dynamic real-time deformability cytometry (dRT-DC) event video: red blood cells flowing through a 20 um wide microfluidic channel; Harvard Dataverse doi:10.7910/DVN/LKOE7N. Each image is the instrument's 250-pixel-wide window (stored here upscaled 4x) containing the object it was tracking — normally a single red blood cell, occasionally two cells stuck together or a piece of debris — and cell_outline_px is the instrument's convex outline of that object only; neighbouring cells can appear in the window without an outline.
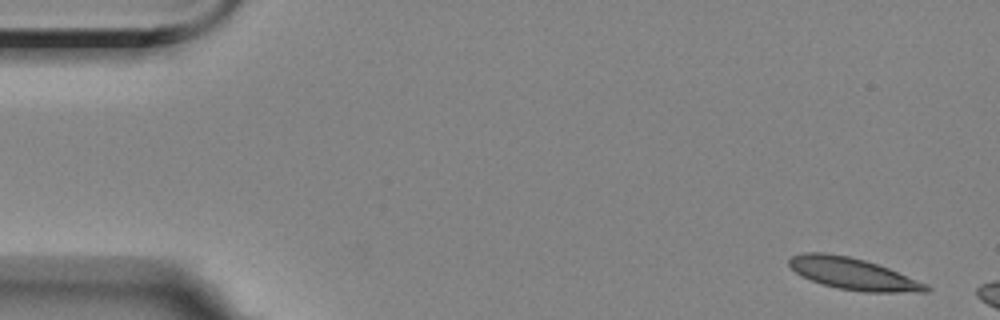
{"species": "Egyptian fruit bat (a non-hibernating species)", "species_latin": "Rousettus aegyptiacus", "temperature_condition": "room temperature", "stored_images_in_passage": 4, "camera_frame_rate_fps": 3000, "um_per_image_px": 0.085, "animal": {"sex": "female"}, "frame": {"image": 1, "passage_image": 1, "time_ms": 0.0, "image_size_px": [1000, 320], "cell_outline_px": [[932, 288], [928, 292], [864, 292], [840, 288], [824, 284], [812, 280], [796, 272], [788, 264], [788, 260], [792, 256], [800, 252], [824, 252], [848, 256], [864, 260], [888, 268], [928, 284]], "centroid_in_image_um": [72.53, 23.26], "position_along_channel_um": 12.5, "area_um2": 25.09}}